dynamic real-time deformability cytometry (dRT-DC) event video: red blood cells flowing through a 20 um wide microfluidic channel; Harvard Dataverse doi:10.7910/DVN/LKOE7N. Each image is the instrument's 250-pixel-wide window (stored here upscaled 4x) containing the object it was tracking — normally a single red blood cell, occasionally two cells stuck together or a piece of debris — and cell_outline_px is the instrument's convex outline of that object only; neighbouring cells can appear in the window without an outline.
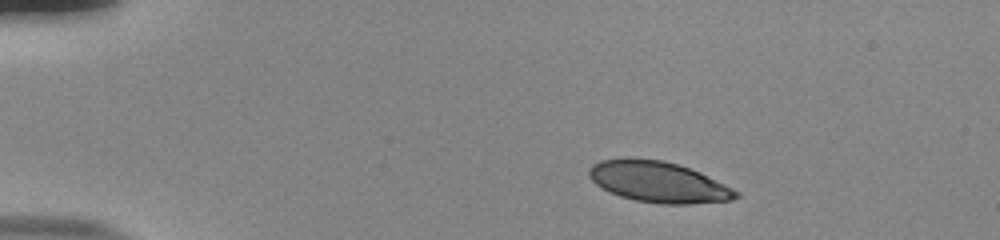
{"species": "human", "species_latin": "Homo sapiens", "temperature_condition": "room temperature", "stored_images_in_passage": 45, "camera_frame_rate_fps": 3000, "um_per_image_px": 0.085, "donor": {"sex": "male"}, "frame": {"image": 1, "passage_image": 1, "time_ms": 0.0, "image_size_px": [1000, 240], "cell_outline_px": [[740, 196], [732, 200], [688, 204], [660, 204], [636, 200], [620, 196], [596, 184], [588, 176], [588, 168], [592, 164], [600, 160], [624, 156], [628, 156], [660, 160], [676, 164], [700, 172], [740, 192]], "centroid_in_image_um": [55.93, 15.44], "position_along_channel_um": 29.1, "area_um2": 35.14}}
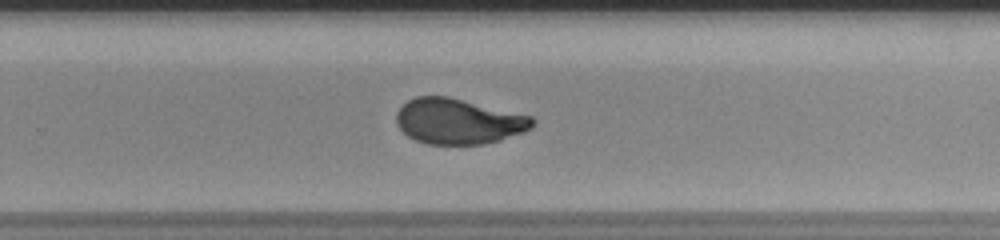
{"frame": {"image": 2, "passage_image": 28, "time_ms": 9.0, "image_size_px": [1000, 240], "cell_outline_px": [[536, 124], [532, 128], [524, 132], [500, 140], [484, 144], [428, 144], [416, 140], [408, 136], [396, 124], [396, 112], [408, 100], [416, 96], [448, 96], [532, 116], [536, 120]], "centroid_in_image_um": [38.99, 10.31], "position_along_channel_um": 290.8, "area_um2": 36.18}}
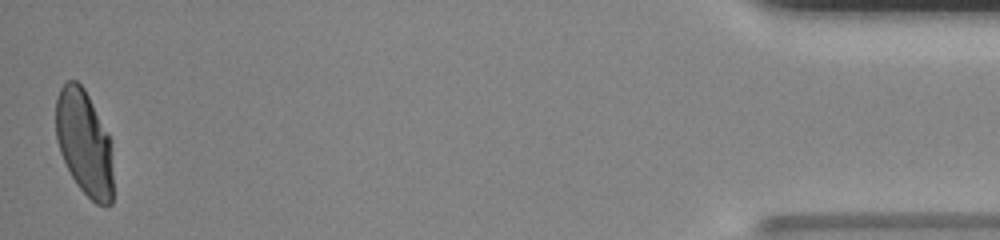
{"frame": {"image": 3, "passage_image": 45, "time_ms": 14.667, "image_size_px": [1000, 240], "cell_outline_px": [[112, 204], [104, 208], [96, 204], [76, 184], [60, 152], [56, 140], [56, 96], [60, 88], [68, 80], [76, 80], [84, 88], [108, 132], [112, 172]], "centroid_in_image_um": [7.15, 12.14], "position_along_channel_um": 428.0, "area_um2": 35.03}, "authors_computed_cell_mechanics": {"area_um2": 36.6452, "velocity_mm_per_s": 3.8483, "shape_relaxation_time_tau1_ms": 11.0098, "shape_relaxation_time_tau2_ms": null, "deformation_change_tau1": 0.327, "deformation_change_tau2": null}}